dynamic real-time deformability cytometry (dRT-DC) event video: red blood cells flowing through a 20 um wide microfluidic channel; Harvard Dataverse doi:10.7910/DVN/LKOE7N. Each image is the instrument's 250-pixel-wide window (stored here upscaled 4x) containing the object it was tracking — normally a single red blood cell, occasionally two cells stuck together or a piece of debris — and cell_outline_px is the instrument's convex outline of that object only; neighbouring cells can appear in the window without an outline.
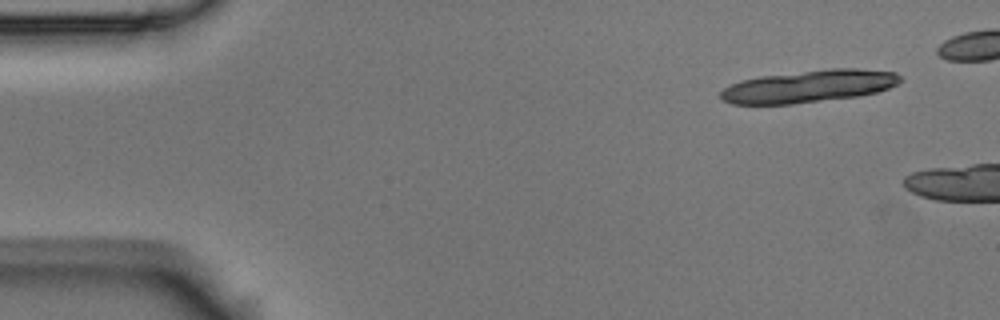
{"species": "Egyptian fruit bat (a non-hibernating species)", "species_latin": "Rousettus aegyptiacus", "temperature_condition": "room temperature", "stored_images_in_passage": 6, "camera_frame_rate_fps": 3000, "um_per_image_px": 0.085, "animal": {"sex": "male"}, "frame": {"image": 1, "passage_image": 1, "time_ms": 0.0, "image_size_px": [1000, 320], "cell_outline_px": [[904, 80], [888, 88], [876, 92], [860, 96], [792, 104], [732, 104], [720, 100], [720, 92], [724, 88], [740, 80], [760, 76], [828, 68], [856, 68], [896, 72]], "centroid_in_image_um": [68.75, 7.33], "position_along_channel_um": 16.2, "area_um2": 34.1}}